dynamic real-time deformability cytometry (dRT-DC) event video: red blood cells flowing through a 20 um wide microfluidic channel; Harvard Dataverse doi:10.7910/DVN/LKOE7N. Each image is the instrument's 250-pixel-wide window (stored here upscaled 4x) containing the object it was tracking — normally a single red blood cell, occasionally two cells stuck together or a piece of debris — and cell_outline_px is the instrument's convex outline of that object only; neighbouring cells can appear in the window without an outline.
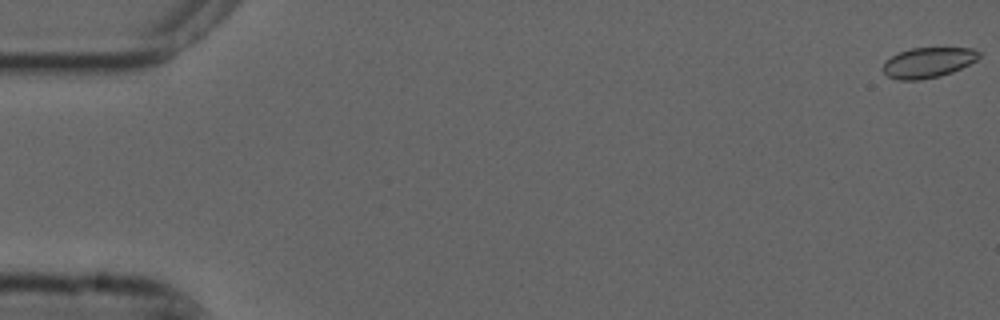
{"species": "common noctule bat (a hibernating species)", "species_latin": "Nyctalus noctula", "temperature_condition": "cold", "stored_images_in_passage": 56, "camera_frame_rate_fps": 3000, "um_per_image_px": 0.085, "animal": {"sex": "male", "forearm_length_mm": 52.5}, "frame": {"image": 1, "passage_image": 1, "time_ms": 0.0, "image_size_px": [1000, 320], "cell_outline_px": [[980, 56], [976, 60], [952, 72], [940, 76], [920, 80], [900, 80], [888, 76], [880, 68], [892, 56], [900, 52], [912, 48], [972, 48], [980, 52]], "centroid_in_image_um": [78.88, 5.32], "position_along_channel_um": 6.1, "area_um2": 16.76}}
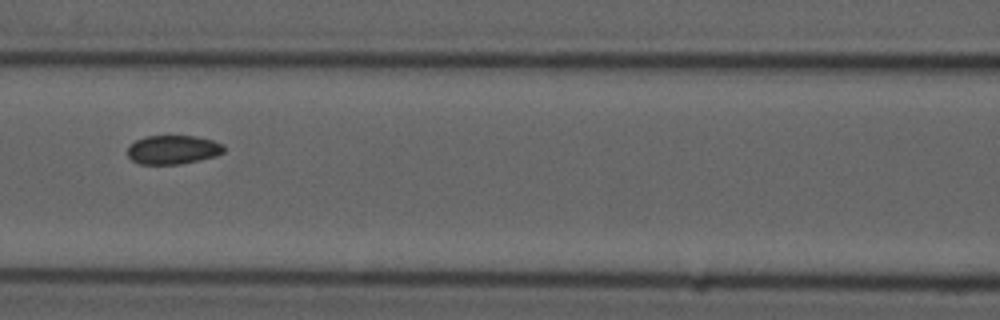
{"frame": {"image": 2, "passage_image": 25, "time_ms": 8.0, "image_size_px": [1000, 320], "cell_outline_px": [[224, 152], [216, 156], [200, 160], [180, 164], [140, 164], [132, 160], [128, 156], [128, 144], [136, 140], [148, 136], [196, 136], [212, 140], [224, 144]], "centroid_in_image_um": [14.71, 12.72], "position_along_channel_um": 151.9, "area_um2": 16.3}}
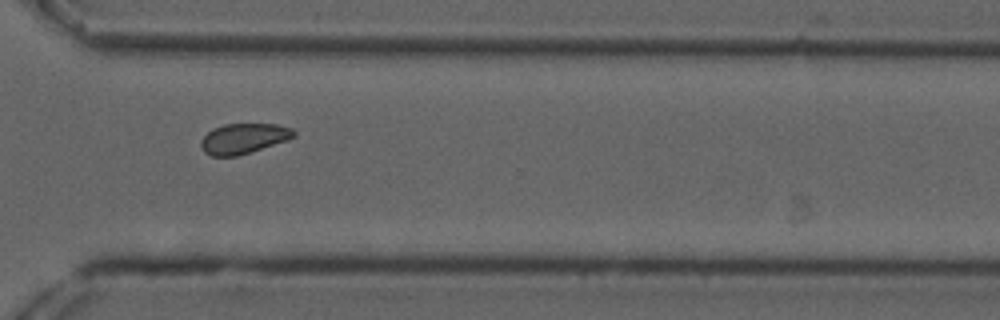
{"frame": {"image": 3, "passage_image": 41, "time_ms": 13.333, "image_size_px": [1000, 320], "cell_outline_px": [[296, 136], [288, 140], [236, 156], [212, 156], [204, 152], [200, 148], [200, 140], [212, 128], [224, 124], [276, 124], [292, 128], [296, 132]], "centroid_in_image_um": [20.69, 11.77], "position_along_channel_um": 349.9, "area_um2": 16.42}, "authors_computed_cell_mechanics": {"area_um2": 16.9643, "velocity_mm_per_s": 3.7209, "shape_relaxation_time_tau1_ms": 3.0939, "shape_relaxation_time_tau2_ms": 3.0522, "deformation_change_tau1": 0.0355, "deformation_change_tau2": 0.0354}}